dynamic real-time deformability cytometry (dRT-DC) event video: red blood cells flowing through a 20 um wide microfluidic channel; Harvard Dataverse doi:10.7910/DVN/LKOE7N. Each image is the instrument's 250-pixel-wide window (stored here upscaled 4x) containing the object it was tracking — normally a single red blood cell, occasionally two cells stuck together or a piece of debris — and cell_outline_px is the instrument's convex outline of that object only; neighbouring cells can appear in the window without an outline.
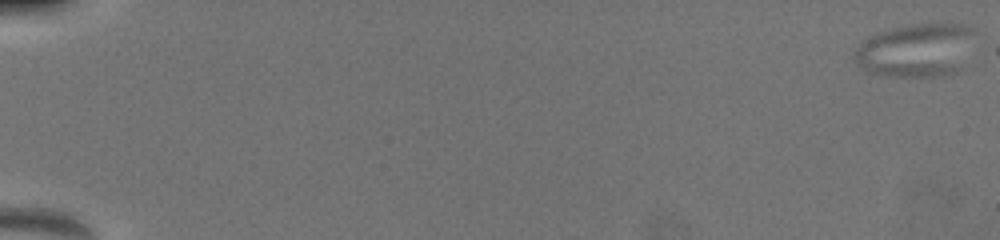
{"species": "common noctule bat (a hibernating species)", "species_latin": "Nyctalus noctula", "temperature_condition": "warm", "stored_images_in_passage": 5, "camera_frame_rate_fps": 3000, "um_per_image_px": 0.085, "animal": {"sex": "female", "body_mass_g": 19.5, "forearm_length_mm": 54.1}, "frame": {"image": 1, "passage_image": 1, "time_ms": 0.0, "image_size_px": [1000, 240], "cell_outline_px": [[968, 28], [956, 72], [944, 76], [896, 76], [872, 72], [856, 60], [856, 52], [868, 40], [880, 32], [912, 24], [960, 24]], "centroid_in_image_um": [77.76, 4.29], "position_along_channel_um": 7.2, "area_um2": 34.16}}